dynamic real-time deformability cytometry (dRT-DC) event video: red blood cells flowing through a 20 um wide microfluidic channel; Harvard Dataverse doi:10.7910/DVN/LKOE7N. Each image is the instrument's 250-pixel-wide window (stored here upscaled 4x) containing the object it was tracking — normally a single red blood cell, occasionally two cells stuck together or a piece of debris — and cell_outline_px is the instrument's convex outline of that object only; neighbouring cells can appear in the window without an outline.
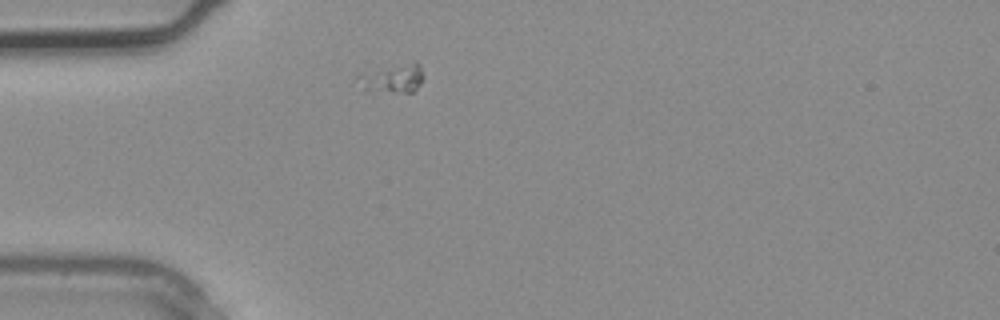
{"species": "common noctule bat (a hibernating species)", "species_latin": "Nyctalus noctula", "temperature_condition": "warm", "stored_images_in_passage": 1, "camera_frame_rate_fps": 3000, "um_per_image_px": 0.085, "animal": {"sex": "male", "body_mass_g": 20.4}, "frame": {"image": 1, "passage_image": 1, "time_ms": 0.0, "image_size_px": [1000, 320], "cell_outline_px": [[424, 76], [420, 84], [412, 92], [392, 92], [364, 88], [352, 80], [356, 76], [416, 60], [420, 64]], "centroid_in_image_um": [33.43, 6.65], "position_along_channel_um": 51.6, "area_um2": 10.64}}